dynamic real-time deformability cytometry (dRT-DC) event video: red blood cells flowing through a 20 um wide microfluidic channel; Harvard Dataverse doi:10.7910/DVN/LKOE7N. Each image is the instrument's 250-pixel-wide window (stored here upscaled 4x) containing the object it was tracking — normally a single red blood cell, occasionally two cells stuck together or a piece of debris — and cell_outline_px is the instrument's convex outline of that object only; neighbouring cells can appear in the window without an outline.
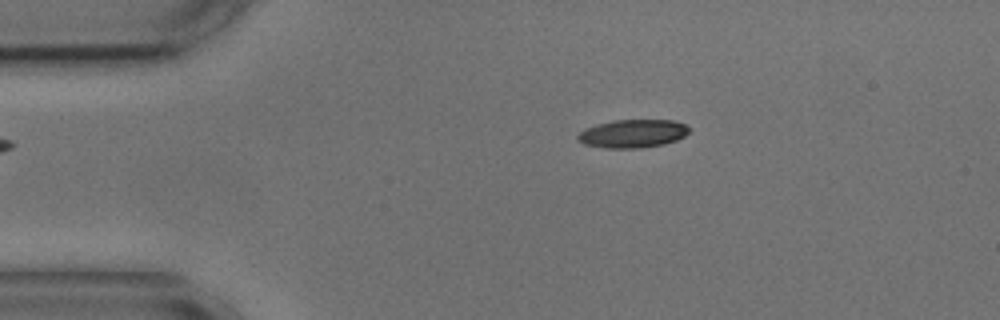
{"species": "common noctule bat (a hibernating species)", "species_latin": "Nyctalus noctula", "temperature_condition": "cold", "stored_images_in_passage": 46, "camera_frame_rate_fps": 3000, "um_per_image_px": 0.085, "animal": {"sex": "male", "body_mass_g": 17.9, "forearm_length_mm": 54.2}, "frame": {"image": 1, "passage_image": 1, "time_ms": 0.0, "image_size_px": [1000, 320], "cell_outline_px": [[692, 128], [684, 136], [676, 140], [664, 144], [640, 148], [604, 148], [584, 144], [576, 140], [576, 136], [584, 128], [596, 124], [612, 120], [672, 120], [684, 124]], "centroid_in_image_um": [53.75, 11.35], "position_along_channel_um": 31.3, "area_um2": 18.5}}
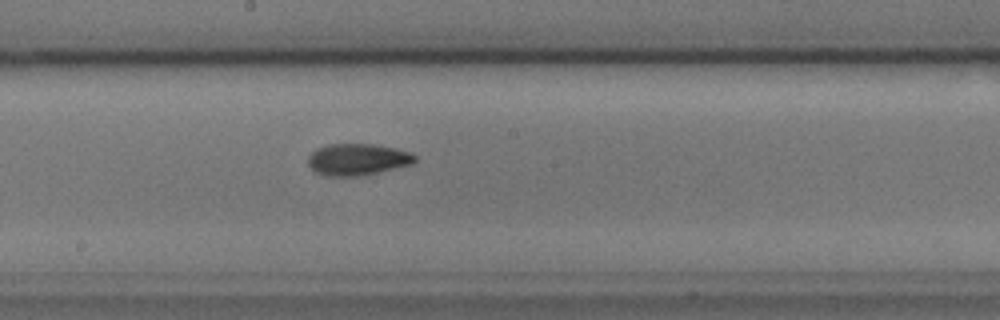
{"frame": {"image": 2, "passage_image": 20, "time_ms": 6.333, "image_size_px": [1000, 320], "cell_outline_px": [[416, 160], [412, 164], [376, 172], [356, 176], [324, 176], [316, 172], [308, 164], [308, 156], [316, 148], [328, 144], [376, 144], [396, 148], [412, 152], [416, 156]], "centroid_in_image_um": [30.38, 13.54], "position_along_channel_um": 217.8, "area_um2": 19.71}}
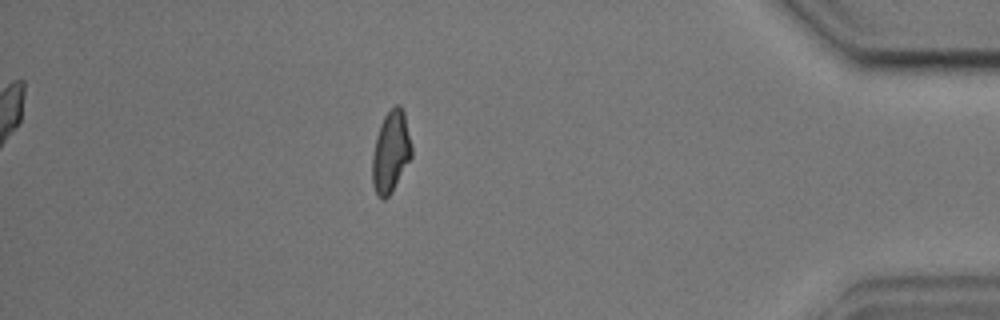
{"frame": {"image": 3, "passage_image": 39, "time_ms": 12.667, "image_size_px": [1000, 320], "cell_outline_px": [[412, 156], [392, 192], [384, 200], [380, 200], [376, 196], [372, 184], [372, 156], [376, 136], [380, 124], [384, 116], [396, 104], [400, 104], [404, 112], [412, 148]], "centroid_in_image_um": [33.2, 12.94], "position_along_channel_um": 402.0, "area_um2": 18.84}, "authors_computed_cell_mechanics": {"area_um2": 18.9006, "velocity_mm_per_s": 3.6016, "shape_relaxation_time_tau1_ms": 4.7834, "shape_relaxation_time_tau2_ms": 3.7899, "deformation_change_tau1": 0.1726, "deformation_change_tau2": 0.1056}}